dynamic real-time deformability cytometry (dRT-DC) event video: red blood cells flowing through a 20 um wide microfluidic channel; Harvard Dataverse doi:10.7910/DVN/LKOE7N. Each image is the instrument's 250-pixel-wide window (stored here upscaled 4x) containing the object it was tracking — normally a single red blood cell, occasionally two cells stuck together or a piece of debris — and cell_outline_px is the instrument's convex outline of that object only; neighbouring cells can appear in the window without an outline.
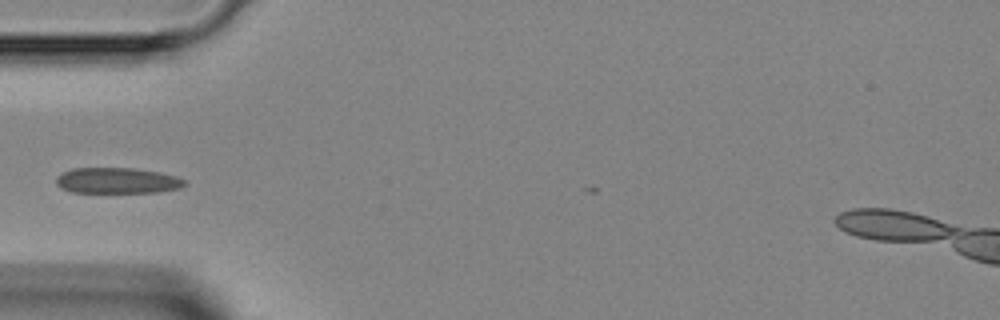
{"species": "Egyptian fruit bat (a non-hibernating species)", "species_latin": "Rousettus aegyptiacus", "temperature_condition": "room temperature", "stored_images_in_passage": 27, "camera_frame_rate_fps": 3000, "um_per_image_px": 0.085, "animal": {"sex": "female"}, "frame": {"image": 1, "passage_image": 1, "time_ms": 0.0, "image_size_px": [1000, 320], "cell_outline_px": [[188, 184], [180, 188], [156, 192], [72, 192], [60, 188], [56, 184], [56, 176], [72, 168], [136, 168], [160, 172], [176, 176], [188, 180]], "centroid_in_image_um": [10.0, 15.34], "position_along_channel_um": 75.0, "area_um2": 19.48}}
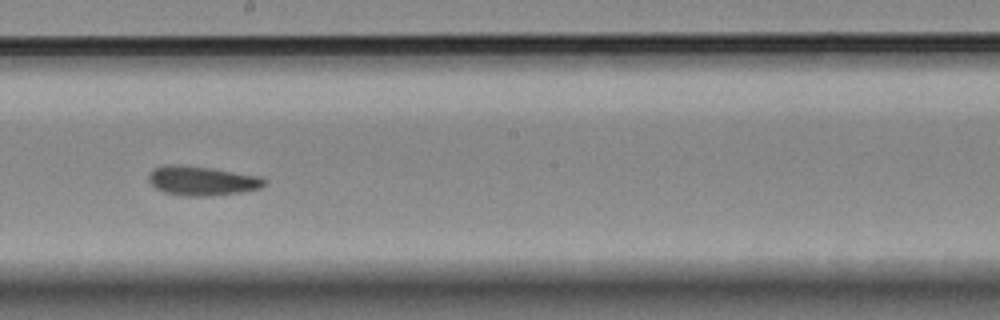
{"frame": {"image": 2, "passage_image": 12, "time_ms": 3.667, "image_size_px": [1000, 320], "cell_outline_px": [[268, 184], [260, 188], [240, 192], [212, 196], [180, 196], [164, 192], [156, 188], [148, 180], [148, 176], [152, 168], [164, 164], [180, 164], [208, 168], [260, 176], [268, 180]], "centroid_in_image_um": [17.15, 15.37], "position_along_channel_um": 231.0, "area_um2": 20.0}}
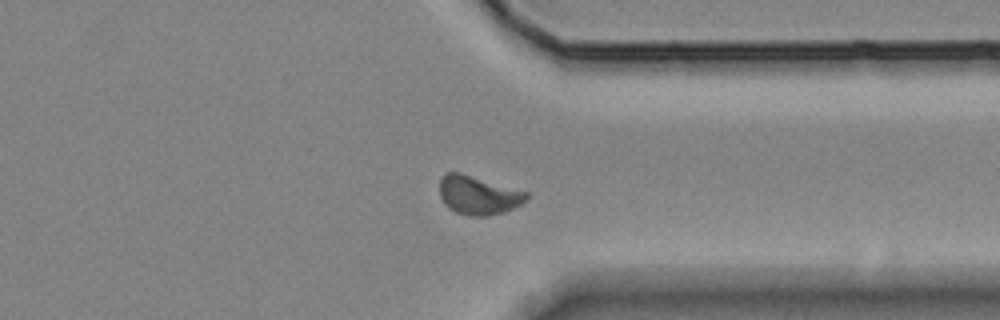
{"frame": {"image": 3, "passage_image": 22, "time_ms": 7.0, "image_size_px": [1000, 320], "cell_outline_px": [[528, 196], [520, 204], [504, 212], [488, 216], [468, 216], [456, 212], [448, 208], [444, 204], [440, 196], [440, 176], [444, 172], [460, 172], [528, 192]], "centroid_in_image_um": [40.6, 16.58], "position_along_channel_um": 370.8, "area_um2": 19.65}}